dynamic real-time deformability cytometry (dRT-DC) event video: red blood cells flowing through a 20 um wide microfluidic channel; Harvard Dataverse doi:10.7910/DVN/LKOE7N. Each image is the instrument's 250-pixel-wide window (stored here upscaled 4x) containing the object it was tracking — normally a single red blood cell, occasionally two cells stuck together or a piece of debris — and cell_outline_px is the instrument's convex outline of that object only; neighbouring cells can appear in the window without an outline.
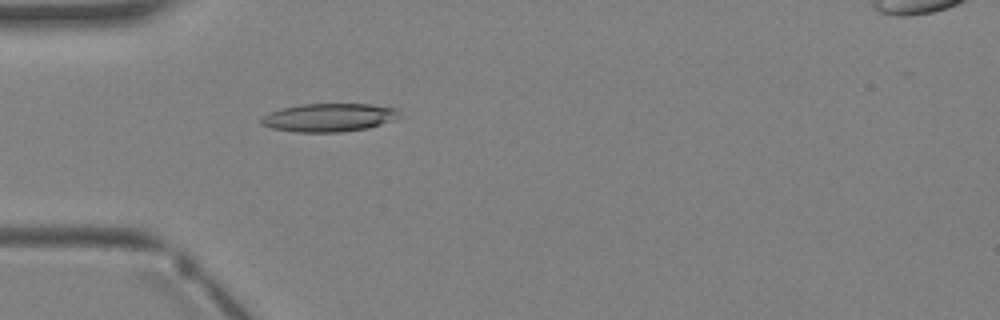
{"species": "Egyptian fruit bat (a non-hibernating species)", "species_latin": "Rousettus aegyptiacus", "temperature_condition": "warm", "stored_images_in_passage": 5, "camera_frame_rate_fps": 3000, "um_per_image_px": 0.085, "animal": {"sex": "female"}, "frame": {"image": 1, "passage_image": 4, "time_ms": 3.333, "image_size_px": [1000, 320], "cell_outline_px": [[400, 116], [396, 120], [368, 128], [344, 132], [296, 132], [272, 128], [260, 124], [260, 120], [268, 112], [300, 104], [372, 104], [400, 108]], "centroid_in_image_um": [28.03, 9.99], "position_along_channel_um": 57.0, "area_um2": 23.06}}